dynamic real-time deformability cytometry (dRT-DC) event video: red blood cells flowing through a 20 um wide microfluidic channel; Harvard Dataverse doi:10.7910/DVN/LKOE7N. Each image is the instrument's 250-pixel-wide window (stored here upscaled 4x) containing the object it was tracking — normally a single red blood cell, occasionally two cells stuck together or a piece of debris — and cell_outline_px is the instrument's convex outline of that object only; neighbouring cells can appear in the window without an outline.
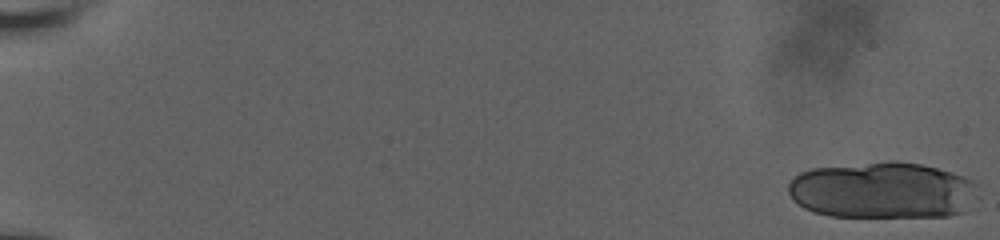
{"species": "human", "species_latin": "Homo sapiens", "temperature_condition": "room temperature", "stored_images_in_passage": 11, "camera_frame_rate_fps": 3000, "um_per_image_px": 0.085, "donor": {"sex": "male"}, "frame": {"image": 1, "passage_image": 1, "time_ms": 0.0, "image_size_px": [1000, 240], "cell_outline_px": [[980, 196], [964, 212], [948, 216], [828, 216], [812, 212], [804, 208], [792, 200], [788, 192], [788, 184], [800, 172], [812, 168], [888, 160], [896, 160], [920, 164], [952, 172], [964, 176], [972, 180], [976, 184]], "centroid_in_image_um": [75.04, 16.17], "position_along_channel_um": 10.0, "area_um2": 63.29}}
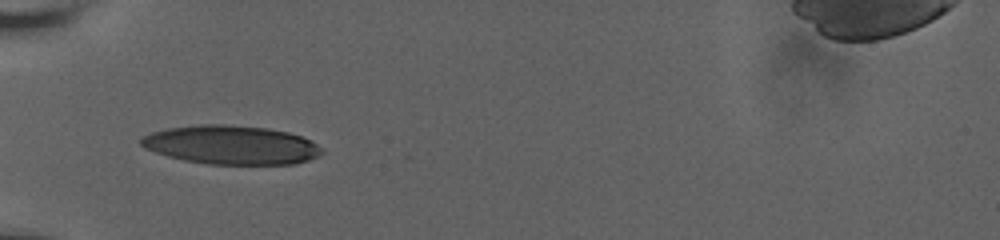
{"frame": {"image": 2, "passage_image": 10, "time_ms": 3.0, "image_size_px": [1000, 240], "cell_outline_px": [[324, 152], [320, 156], [296, 164], [208, 164], [184, 160], [168, 156], [144, 148], [140, 144], [140, 140], [144, 136], [152, 132], [168, 128], [200, 124], [224, 124], [268, 128], [288, 132], [300, 136], [316, 144]], "centroid_in_image_um": [19.65, 12.32], "position_along_channel_um": 65.3, "area_um2": 40.81}}
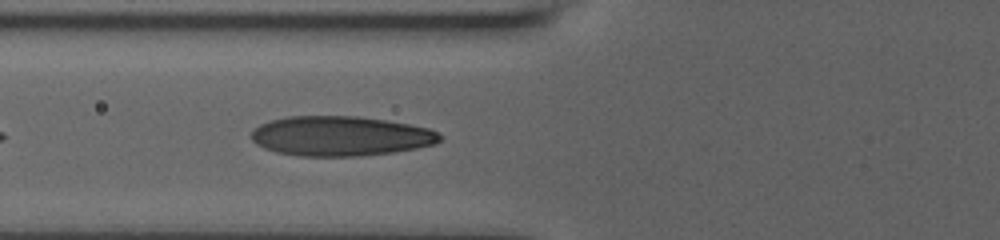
{"frame": {"image": 3, "passage_image": 11, "time_ms": 3.333, "image_size_px": [1000, 240], "cell_outline_px": [[440, 140], [436, 144], [416, 148], [392, 152], [360, 156], [300, 156], [276, 152], [264, 148], [256, 144], [248, 136], [260, 124], [272, 120], [288, 116], [360, 116], [408, 124], [428, 128], [436, 132], [440, 136]], "centroid_in_image_um": [28.9, 11.56], "position_along_channel_um": 96.9, "area_um2": 43.64}}